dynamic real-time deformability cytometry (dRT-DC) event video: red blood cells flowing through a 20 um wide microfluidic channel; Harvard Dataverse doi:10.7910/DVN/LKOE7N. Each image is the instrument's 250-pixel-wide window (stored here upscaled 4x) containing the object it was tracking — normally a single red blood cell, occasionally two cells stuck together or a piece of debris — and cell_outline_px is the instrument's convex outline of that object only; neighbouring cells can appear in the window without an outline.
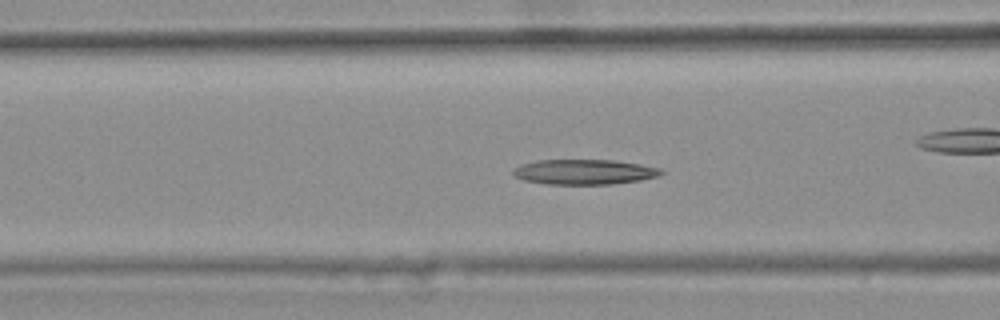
{"species": "common noctule bat (a hibernating species)", "species_latin": "Nyctalus noctula", "temperature_condition": "warm", "stored_images_in_passage": 47, "camera_frame_rate_fps": 3000, "um_per_image_px": 0.085, "animal": {"sex": "female", "body_mass_g": 25.1}, "frame": {"image": 1, "passage_image": 21, "time_ms": 6.667, "image_size_px": [1000, 320], "cell_outline_px": [[664, 172], [660, 176], [640, 180], [612, 184], [544, 184], [524, 180], [512, 176], [512, 172], [520, 164], [536, 160], [612, 160], [640, 164], [660, 168]], "centroid_in_image_um": [49.65, 14.61], "position_along_channel_um": 117.0, "area_um2": 21.73}}